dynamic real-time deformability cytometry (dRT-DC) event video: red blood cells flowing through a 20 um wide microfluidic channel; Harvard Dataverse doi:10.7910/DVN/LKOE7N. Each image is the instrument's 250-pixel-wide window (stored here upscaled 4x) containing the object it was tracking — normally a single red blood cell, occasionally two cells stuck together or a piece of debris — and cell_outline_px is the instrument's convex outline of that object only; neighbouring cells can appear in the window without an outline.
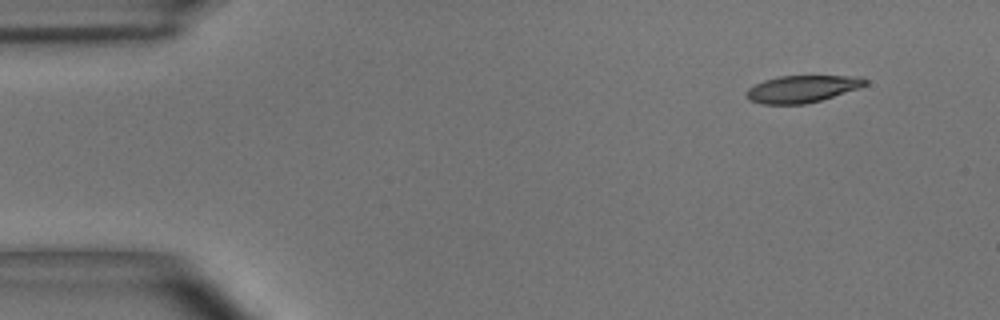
{"species": "common noctule bat (a hibernating species)", "species_latin": "Nyctalus noctula", "temperature_condition": "room temperature", "stored_images_in_passage": 3, "camera_frame_rate_fps": 3000, "um_per_image_px": 0.085, "animal": {"sex": "male", "body_mass_g": 15.6}, "frame": {"image": 1, "passage_image": 1, "time_ms": 0.0, "image_size_px": [1000, 320], "cell_outline_px": [[868, 84], [860, 88], [820, 100], [804, 104], [760, 104], [748, 100], [744, 92], [748, 88], [764, 80], [776, 76], [860, 76], [868, 80]], "centroid_in_image_um": [68.16, 7.55], "position_along_channel_um": 16.8, "area_um2": 18.9}}